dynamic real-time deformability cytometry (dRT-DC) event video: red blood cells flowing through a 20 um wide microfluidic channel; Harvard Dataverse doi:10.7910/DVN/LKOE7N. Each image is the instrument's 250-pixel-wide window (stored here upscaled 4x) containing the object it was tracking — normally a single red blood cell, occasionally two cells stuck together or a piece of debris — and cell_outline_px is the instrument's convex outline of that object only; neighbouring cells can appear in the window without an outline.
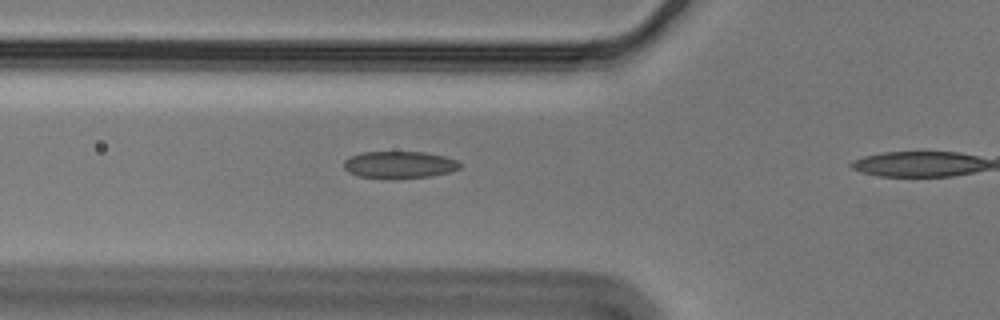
{"species": "Egyptian fruit bat (a non-hibernating species)", "species_latin": "Rousettus aegyptiacus", "temperature_condition": "cold", "stored_images_in_passage": 39, "camera_frame_rate_fps": 3000, "um_per_image_px": 0.085, "animal": {"sex": "male"}, "frame": {"image": 1, "passage_image": 13, "time_ms": 4.0, "image_size_px": [1000, 320], "cell_outline_px": [[460, 168], [452, 172], [432, 176], [360, 176], [348, 172], [344, 168], [344, 160], [348, 156], [360, 152], [424, 152], [444, 156], [456, 160], [460, 164]], "centroid_in_image_um": [33.95, 13.96], "position_along_channel_um": 91.9, "area_um2": 17.69}}
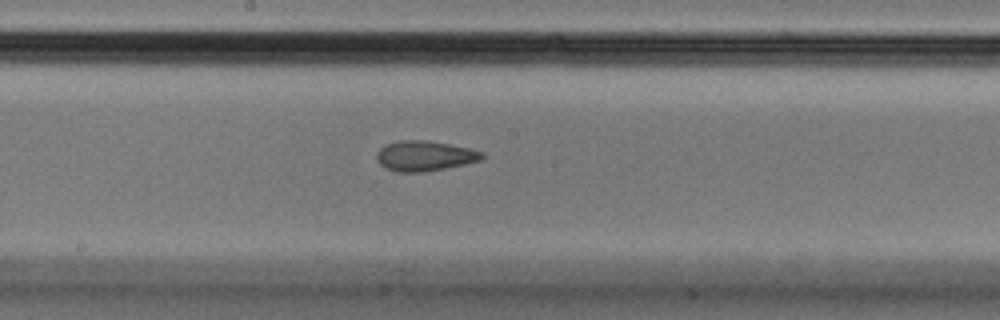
{"frame": {"image": 2, "passage_image": 23, "time_ms": 7.333, "image_size_px": [1000, 320], "cell_outline_px": [[484, 156], [480, 160], [464, 164], [424, 172], [396, 172], [384, 168], [376, 160], [376, 152], [384, 144], [400, 140], [424, 140], [472, 148], [484, 152]], "centroid_in_image_um": [36.06, 13.25], "position_along_channel_um": 212.1, "area_um2": 18.67}}
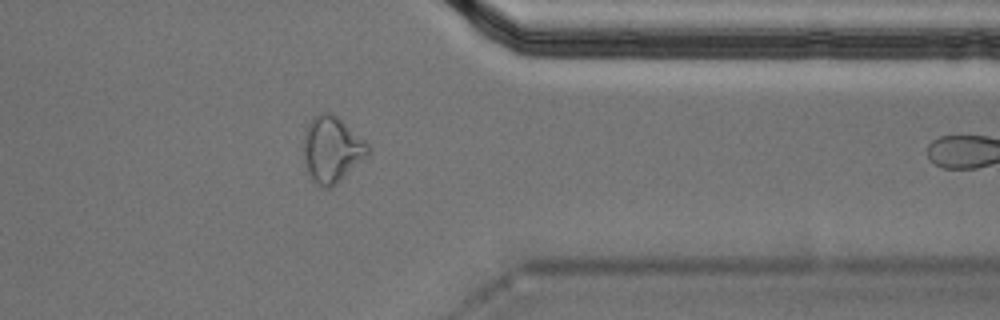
{"frame": {"image": 3, "passage_image": 38, "time_ms": 12.333, "image_size_px": [1000, 320], "cell_outline_px": [[372, 152], [332, 188], [320, 188], [304, 172], [304, 128], [312, 116], [320, 112], [328, 112], [336, 116], [364, 140], [372, 148]], "centroid_in_image_um": [28.17, 12.73], "position_along_channel_um": 383.2, "area_um2": 25.32}}